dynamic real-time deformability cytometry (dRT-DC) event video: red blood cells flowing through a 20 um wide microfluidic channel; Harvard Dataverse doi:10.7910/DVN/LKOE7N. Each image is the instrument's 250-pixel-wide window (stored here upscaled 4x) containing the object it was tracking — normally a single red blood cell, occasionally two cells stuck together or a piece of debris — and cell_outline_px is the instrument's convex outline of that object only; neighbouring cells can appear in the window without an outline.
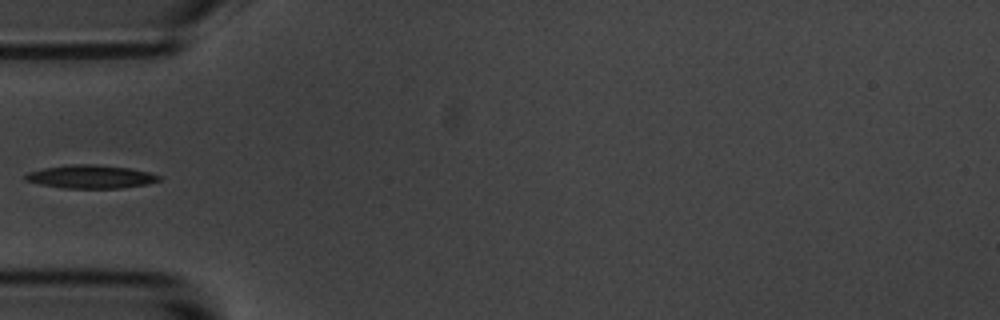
{"species": "common noctule bat (a hibernating species)", "species_latin": "Nyctalus noctula", "temperature_condition": "room temperature", "stored_images_in_passage": 5, "camera_frame_rate_fps": 3000, "um_per_image_px": 0.085, "animal": {"sex": "male", "body_mass_g": 20.1, "forearm_length_mm": 53.5}, "frame": {"image": 1, "passage_image": 5, "time_ms": 5.667, "image_size_px": [1000, 320], "cell_outline_px": [[160, 180], [148, 184], [120, 188], [64, 188], [40, 184], [24, 180], [24, 176], [28, 172], [44, 168], [72, 164], [92, 164], [128, 168], [148, 172], [160, 176]], "centroid_in_image_um": [7.69, 15.02], "position_along_channel_um": 77.3, "area_um2": 17.98}}